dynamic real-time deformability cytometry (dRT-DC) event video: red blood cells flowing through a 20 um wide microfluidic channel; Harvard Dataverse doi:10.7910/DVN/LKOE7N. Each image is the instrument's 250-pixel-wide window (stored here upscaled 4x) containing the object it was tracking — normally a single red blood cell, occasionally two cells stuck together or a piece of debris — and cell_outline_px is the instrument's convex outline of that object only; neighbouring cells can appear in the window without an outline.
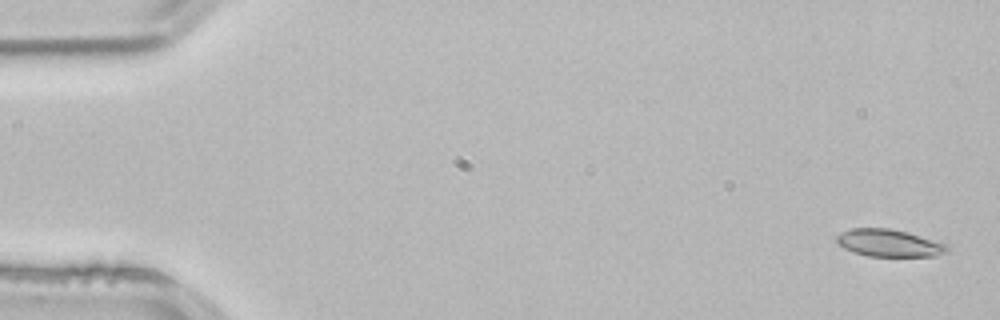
{"species": "common noctule bat (a hibernating species)", "species_latin": "Nyctalus noctula", "temperature_condition": "room temperature", "stored_images_in_passage": 4, "segment_of_instrument_passage": [1, 2], "camera_frame_rate_fps": 3000, "um_per_image_px": 0.085, "animal": {"sex": "male", "body_mass_g": 21.5, "forearm_length_mm": 52.0}, "frame": {"image": 1, "passage_image": 1, "time_ms": 0.0, "image_size_px": [1000, 320], "cell_outline_px": [[948, 252], [936, 256], [868, 256], [852, 252], [836, 244], [836, 236], [840, 232], [852, 228], [888, 228], [908, 232], [948, 244]], "centroid_in_image_um": [75.55, 20.66], "position_along_channel_um": 9.4, "area_um2": 17.8}}